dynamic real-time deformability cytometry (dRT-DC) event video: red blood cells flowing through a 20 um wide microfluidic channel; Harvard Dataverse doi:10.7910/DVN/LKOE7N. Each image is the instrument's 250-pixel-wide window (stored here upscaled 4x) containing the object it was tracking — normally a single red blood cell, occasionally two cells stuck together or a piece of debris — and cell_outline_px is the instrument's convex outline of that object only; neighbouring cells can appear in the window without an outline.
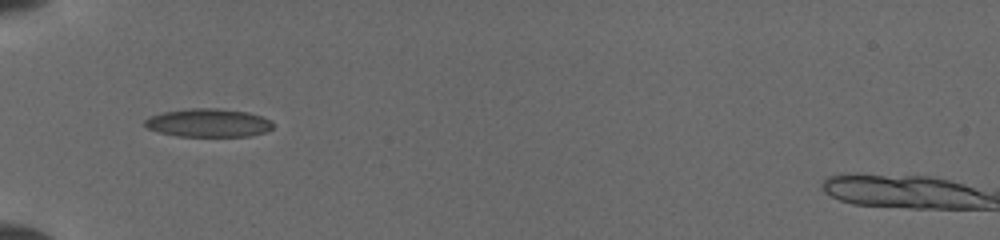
{"species": "common noctule bat (a hibernating species)", "species_latin": "Nyctalus noctula", "temperature_condition": "cold", "stored_images_in_passage": 22, "camera_frame_rate_fps": 3000, "um_per_image_px": 0.085, "animal": {"sex": "female", "body_mass_g": 19.5, "forearm_length_mm": 54.1}, "frame": {"image": 1, "passage_image": 1, "time_ms": 0.0, "image_size_px": [1000, 240], "cell_outline_px": [[272, 128], [264, 132], [248, 136], [176, 136], [160, 132], [148, 128], [144, 124], [144, 120], [148, 116], [164, 112], [192, 108], [216, 108], [248, 112], [272, 120]], "centroid_in_image_um": [17.7, 10.44], "position_along_channel_um": 67.3, "area_um2": 21.04}}
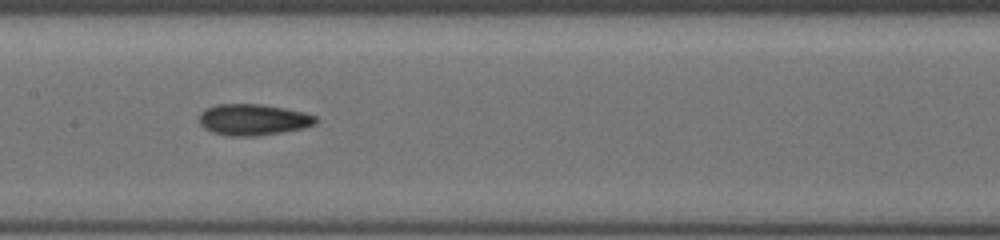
{"frame": {"image": 2, "passage_image": 9, "time_ms": 3.0, "image_size_px": [1000, 240], "cell_outline_px": [[320, 120], [316, 124], [304, 128], [256, 136], [228, 136], [212, 132], [204, 128], [200, 124], [200, 112], [204, 108], [216, 104], [264, 104], [304, 112], [316, 116]], "centroid_in_image_um": [21.53, 10.16], "position_along_channel_um": 185.9, "area_um2": 21.44}}
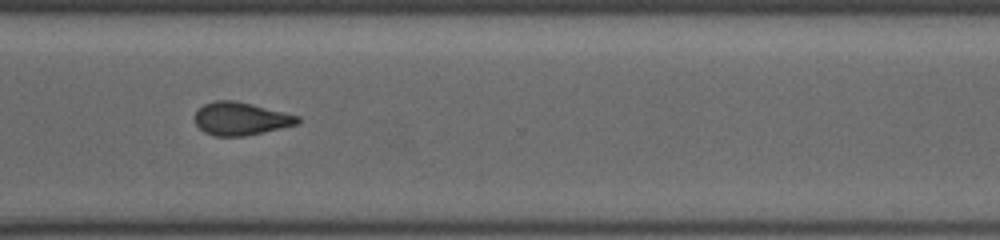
{"frame": {"image": 3, "passage_image": 18, "time_ms": 7.0, "image_size_px": [1000, 240], "cell_outline_px": [[300, 120], [296, 124], [280, 128], [244, 136], [212, 136], [204, 132], [196, 124], [196, 112], [204, 104], [216, 100], [232, 100], [252, 104], [300, 116]], "centroid_in_image_um": [20.45, 10.09], "position_along_channel_um": 350.1, "area_um2": 19.48}}